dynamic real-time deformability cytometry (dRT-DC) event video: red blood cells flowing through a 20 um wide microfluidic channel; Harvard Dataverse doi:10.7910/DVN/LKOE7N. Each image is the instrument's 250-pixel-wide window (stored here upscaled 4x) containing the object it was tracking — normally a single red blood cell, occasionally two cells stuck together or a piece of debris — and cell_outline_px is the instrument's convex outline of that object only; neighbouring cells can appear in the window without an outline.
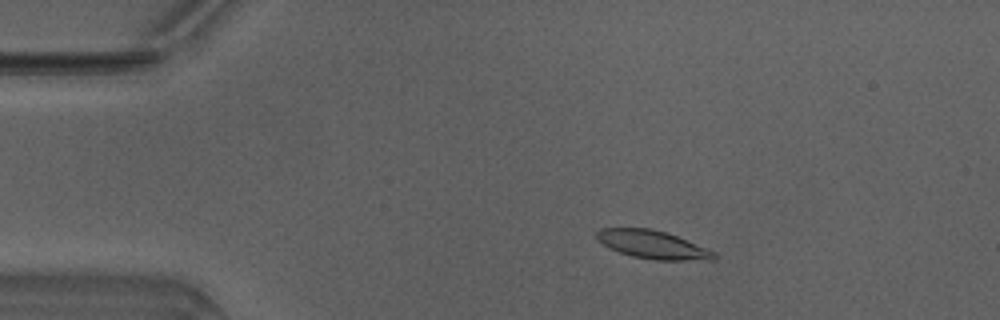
{"species": "Egyptian fruit bat (a non-hibernating species)", "species_latin": "Rousettus aegyptiacus", "temperature_condition": "warm", "stored_images_in_passage": 49, "camera_frame_rate_fps": 3000, "um_per_image_px": 0.085, "animal": {"sex": "male"}, "frame": {"image": 1, "passage_image": 8, "time_ms": 2.333, "image_size_px": [1000, 320], "cell_outline_px": [[716, 256], [712, 260], [656, 260], [632, 256], [608, 248], [596, 240], [596, 232], [600, 228], [652, 228], [676, 236], [716, 252]], "centroid_in_image_um": [55.43, 20.79], "position_along_channel_um": 29.6, "area_um2": 19.19}}
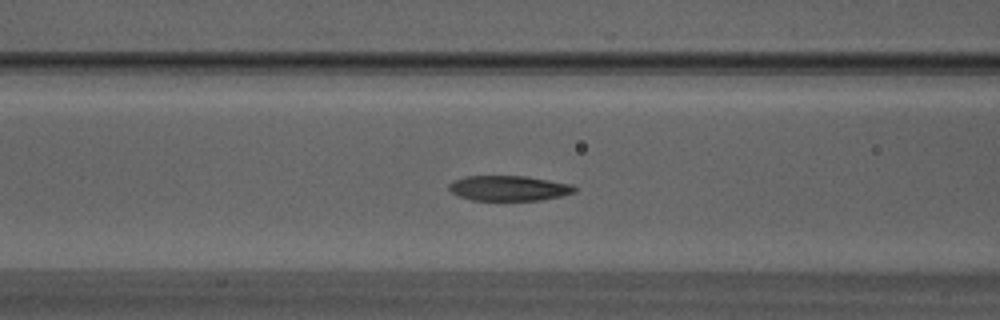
{"frame": {"image": 2, "passage_image": 19, "time_ms": 6.0, "image_size_px": [1000, 320], "cell_outline_px": [[576, 192], [560, 196], [540, 200], [472, 200], [460, 196], [452, 192], [448, 188], [448, 184], [452, 180], [464, 176], [528, 176], [572, 184], [576, 188]], "centroid_in_image_um": [43.24, 15.98], "position_along_channel_um": 123.4, "area_um2": 18.5}}
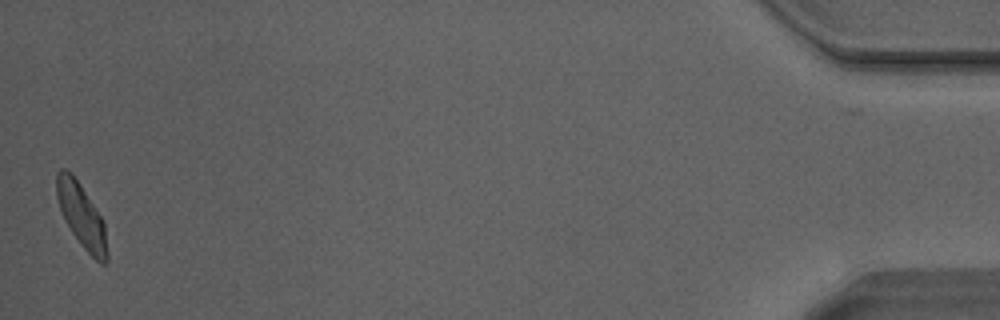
{"frame": {"image": 3, "passage_image": 48, "time_ms": 15.667, "image_size_px": [1000, 320], "cell_outline_px": [[108, 264], [100, 264], [84, 248], [72, 232], [64, 220], [56, 196], [56, 172], [60, 168], [64, 168], [80, 184], [104, 220], [108, 252]], "centroid_in_image_um": [6.95, 18.37], "position_along_channel_um": 428.3, "area_um2": 18.79}, "authors_computed_cell_mechanics": {"area_um2": 18.6694, "velocity_mm_per_s": 4.1541, "shape_relaxation_time_tau1_ms": 3.4965, "shape_relaxation_time_tau2_ms": 0.6531, "deformation_change_tau1": 0.1294, "deformation_change_tau2": 0.0592}}